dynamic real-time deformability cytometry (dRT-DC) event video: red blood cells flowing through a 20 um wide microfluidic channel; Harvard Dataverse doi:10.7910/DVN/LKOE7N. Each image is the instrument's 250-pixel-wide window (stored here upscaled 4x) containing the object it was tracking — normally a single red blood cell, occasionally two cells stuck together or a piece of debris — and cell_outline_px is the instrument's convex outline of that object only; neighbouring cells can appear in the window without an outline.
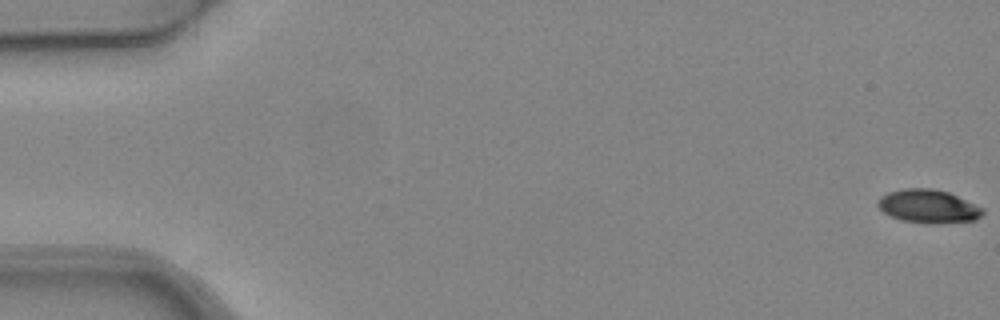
{"species": "common noctule bat (a hibernating species)", "species_latin": "Nyctalus noctula", "temperature_condition": "warm", "stored_images_in_passage": 5, "camera_frame_rate_fps": 3000, "um_per_image_px": 0.085, "animal": {"sex": "female", "body_mass_g": 24.6, "forearm_length_mm": 56.2}, "frame": {"image": 1, "passage_image": 1, "time_ms": 0.0, "image_size_px": [1000, 320], "cell_outline_px": [[984, 212], [976, 220], [932, 224], [904, 220], [892, 216], [884, 212], [876, 204], [876, 200], [880, 196], [888, 192], [904, 188], [932, 188], [948, 192], [984, 208]], "centroid_in_image_um": [78.9, 17.52], "position_along_channel_um": 6.1, "area_um2": 20.35}}